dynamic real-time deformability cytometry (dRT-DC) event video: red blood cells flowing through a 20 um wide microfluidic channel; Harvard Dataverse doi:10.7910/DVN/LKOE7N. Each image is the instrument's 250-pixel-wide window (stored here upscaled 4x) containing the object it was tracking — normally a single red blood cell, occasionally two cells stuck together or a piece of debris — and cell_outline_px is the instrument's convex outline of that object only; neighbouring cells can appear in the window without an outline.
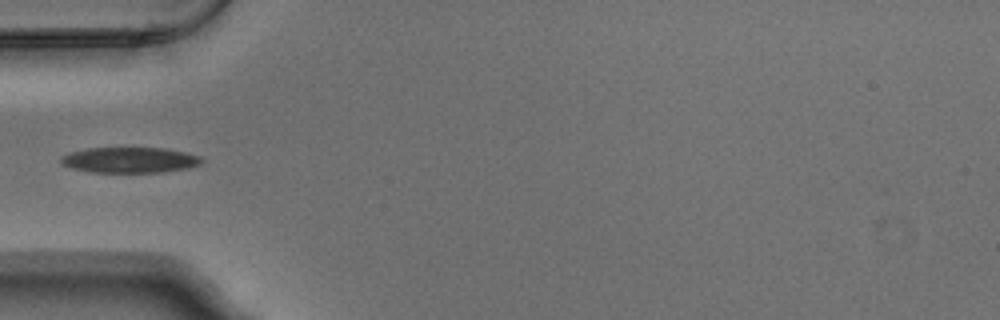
{"species": "Egyptian fruit bat (a non-hibernating species)", "species_latin": "Rousettus aegyptiacus", "temperature_condition": "warm", "stored_images_in_passage": 5, "camera_frame_rate_fps": 3000, "um_per_image_px": 0.085, "animal": {"sex": "male"}, "frame": {"image": 1, "passage_image": 4, "time_ms": 1.0, "image_size_px": [1000, 320], "cell_outline_px": [[204, 160], [200, 164], [192, 168], [164, 172], [88, 172], [72, 168], [60, 164], [60, 156], [72, 152], [88, 148], [164, 148], [184, 152], [200, 156]], "centroid_in_image_um": [11.04, 13.61], "position_along_channel_um": 74.0, "area_um2": 21.15}}
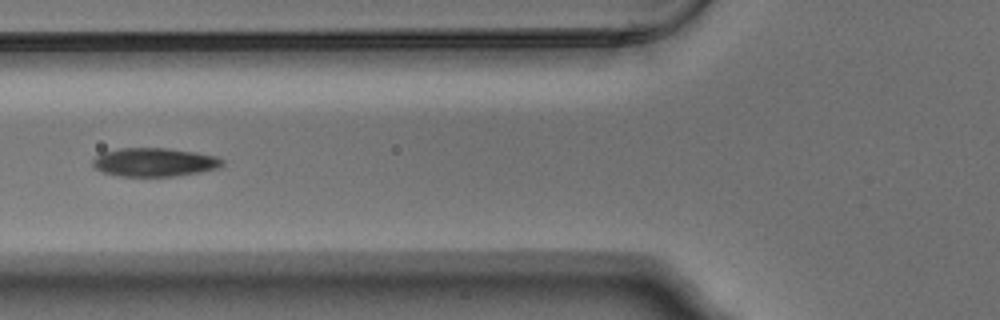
{"frame": {"image": 2, "passage_image": 5, "time_ms": 1.333, "image_size_px": [1000, 320], "cell_outline_px": [[224, 164], [220, 168], [200, 172], [172, 176], [120, 176], [104, 172], [96, 168], [92, 164], [92, 160], [96, 156], [104, 152], [120, 148], [168, 148], [196, 152], [216, 156], [224, 160]], "centroid_in_image_um": [13.16, 13.78], "position_along_channel_um": 112.6, "area_um2": 21.56}}